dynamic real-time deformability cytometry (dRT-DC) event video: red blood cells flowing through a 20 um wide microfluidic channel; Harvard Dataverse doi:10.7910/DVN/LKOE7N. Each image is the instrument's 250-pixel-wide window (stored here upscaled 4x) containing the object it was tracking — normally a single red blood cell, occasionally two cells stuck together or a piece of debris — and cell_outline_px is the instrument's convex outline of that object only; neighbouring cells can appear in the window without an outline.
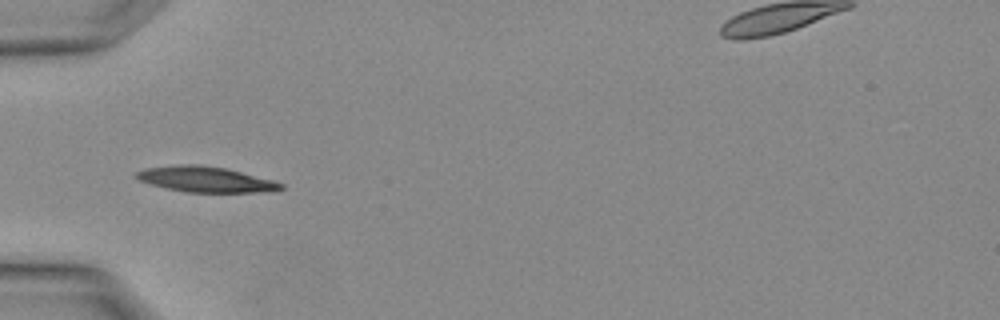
{"species": "Egyptian fruit bat (a non-hibernating species)", "species_latin": "Rousettus aegyptiacus", "temperature_condition": "warm", "stored_images_in_passage": 3, "camera_frame_rate_fps": 3000, "um_per_image_px": 0.085, "animal": {"sex": "female"}, "frame": {"image": 1, "passage_image": 3, "time_ms": 0.667, "image_size_px": [1000, 320], "cell_outline_px": [[284, 188], [272, 192], [188, 192], [168, 188], [136, 180], [132, 176], [136, 172], [144, 168], [176, 164], [200, 164], [224, 168], [272, 180], [284, 184]], "centroid_in_image_um": [17.43, 15.24], "position_along_channel_um": 67.6, "area_um2": 21.56}}